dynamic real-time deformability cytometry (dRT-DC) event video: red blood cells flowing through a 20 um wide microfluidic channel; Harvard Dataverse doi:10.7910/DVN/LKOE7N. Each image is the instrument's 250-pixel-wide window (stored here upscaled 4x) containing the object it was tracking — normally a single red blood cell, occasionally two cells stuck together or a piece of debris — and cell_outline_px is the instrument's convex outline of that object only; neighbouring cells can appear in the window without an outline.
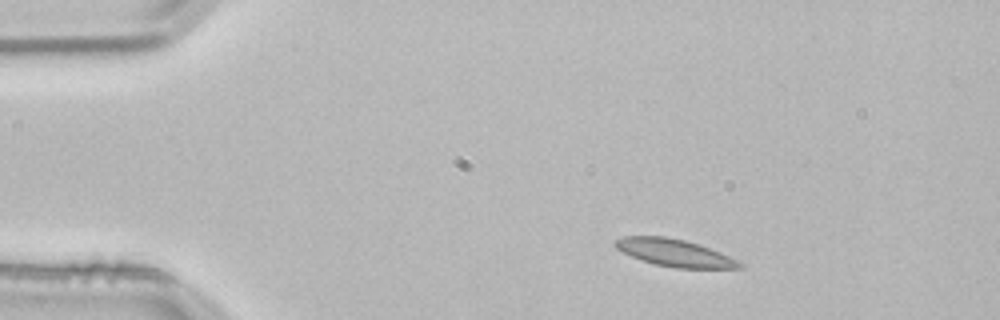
{"species": "common noctule bat (a hibernating species)", "species_latin": "Nyctalus noctula", "temperature_condition": "room temperature", "stored_images_in_passage": 3, "segment_of_instrument_passage": [1, 2], "camera_frame_rate_fps": 3000, "um_per_image_px": 0.085, "animal": {"sex": "male", "body_mass_g": 21.5, "forearm_length_mm": 52.0}, "frame": {"image": 1, "passage_image": 1, "time_ms": 0.0, "image_size_px": [1000, 320], "cell_outline_px": [[744, 264], [740, 268], [676, 268], [656, 264], [640, 260], [616, 248], [612, 244], [616, 240], [624, 236], [664, 236], [684, 240], [720, 252]], "centroid_in_image_um": [57.3, 21.49], "position_along_channel_um": 27.7, "area_um2": 19.42}}